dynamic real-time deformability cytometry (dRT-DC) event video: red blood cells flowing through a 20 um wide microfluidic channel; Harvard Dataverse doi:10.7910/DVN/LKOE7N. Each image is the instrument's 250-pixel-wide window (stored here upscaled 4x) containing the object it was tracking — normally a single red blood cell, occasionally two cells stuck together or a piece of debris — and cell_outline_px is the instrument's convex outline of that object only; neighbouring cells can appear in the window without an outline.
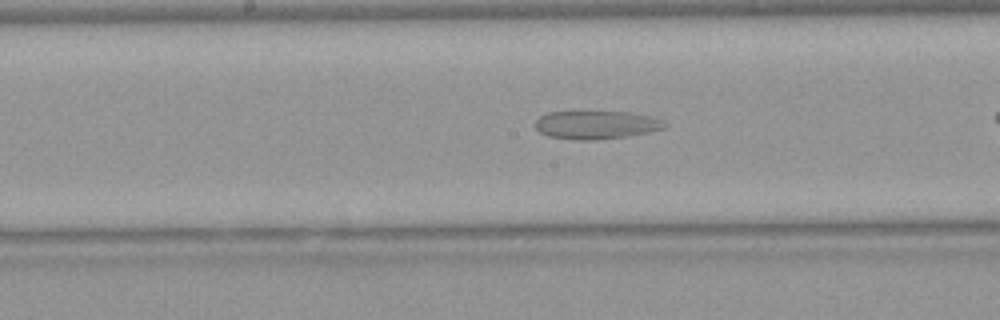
{"species": "Egyptian fruit bat (a non-hibernating species)", "species_latin": "Rousettus aegyptiacus", "temperature_condition": "warm", "stored_images_in_passage": 23, "camera_frame_rate_fps": 3000, "um_per_image_px": 0.085, "animal": {"sex": "female"}, "frame": {"image": 1, "passage_image": 10, "time_ms": 3.0, "image_size_px": [1000, 320], "cell_outline_px": [[668, 124], [664, 128], [648, 132], [628, 136], [596, 140], [580, 140], [548, 136], [540, 132], [536, 128], [536, 120], [540, 116], [548, 112], [628, 112], [648, 116], [664, 120]], "centroid_in_image_um": [50.69, 10.62], "position_along_channel_um": 197.5, "area_um2": 21.15}}
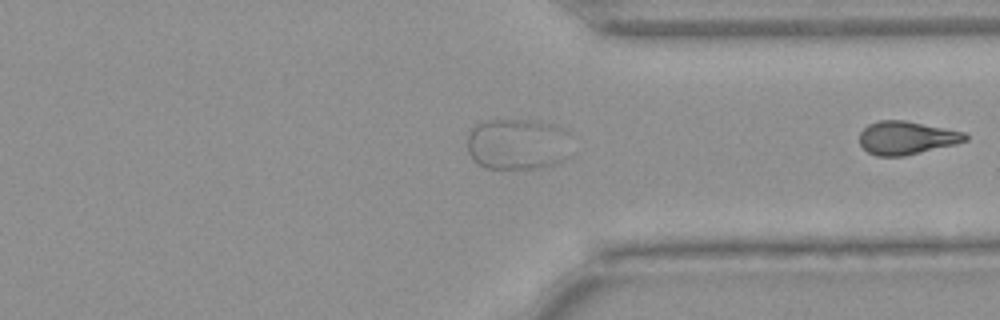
{"frame": {"image": 2, "passage_image": 23, "time_ms": 7.333, "image_size_px": [1000, 320], "cell_outline_px": [[968, 140], [956, 144], [904, 156], [876, 156], [868, 152], [860, 144], [860, 132], [868, 124], [880, 120], [904, 120], [964, 132], [968, 136]], "centroid_in_image_um": [77.05, 11.72], "position_along_channel_um": 334.4, "area_um2": 20.4}}